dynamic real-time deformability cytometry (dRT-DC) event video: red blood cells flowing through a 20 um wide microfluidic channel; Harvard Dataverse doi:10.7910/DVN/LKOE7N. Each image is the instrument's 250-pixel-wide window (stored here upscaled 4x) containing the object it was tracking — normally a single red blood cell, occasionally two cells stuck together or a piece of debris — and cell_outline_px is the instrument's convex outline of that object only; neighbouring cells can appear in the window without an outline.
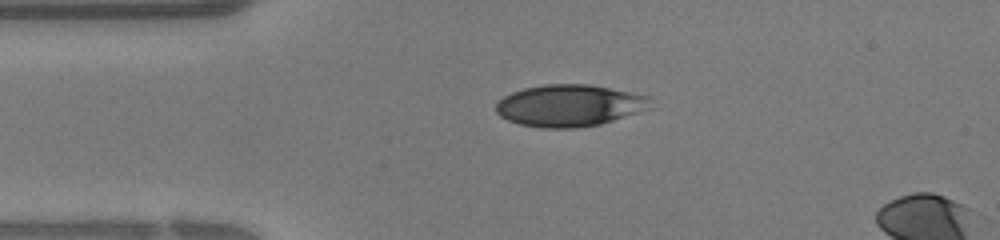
{"species": "human", "species_latin": "Homo sapiens", "temperature_condition": "warm", "stored_images_in_passage": 27, "camera_frame_rate_fps": 3000, "um_per_image_px": 0.085, "donor": {"sex": "female"}, "frame": {"image": 1, "passage_image": 1, "time_ms": 0.0, "image_size_px": [1000, 240], "cell_outline_px": [[652, 108], [600, 124], [576, 128], [540, 128], [520, 124], [508, 120], [500, 116], [496, 112], [496, 104], [504, 96], [512, 92], [524, 88], [544, 84], [588, 84], [648, 96]], "centroid_in_image_um": [48.38, 8.98], "position_along_channel_um": 36.6, "area_um2": 37.51}}
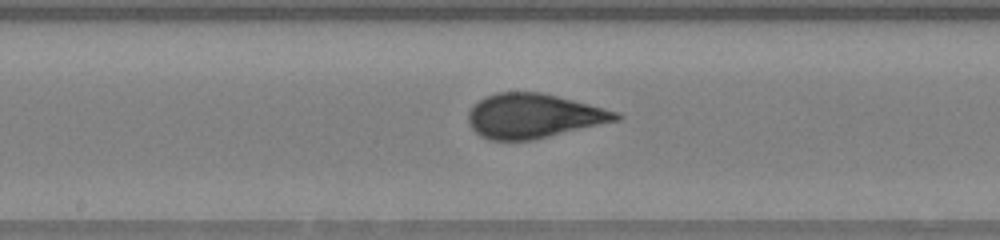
{"frame": {"image": 2, "passage_image": 12, "time_ms": 3.667, "image_size_px": [1000, 240], "cell_outline_px": [[624, 116], [620, 120], [532, 140], [488, 140], [480, 136], [468, 124], [468, 112], [484, 96], [496, 92], [540, 92], [620, 112]], "centroid_in_image_um": [45.35, 9.86], "position_along_channel_um": 202.8, "area_um2": 38.15}}
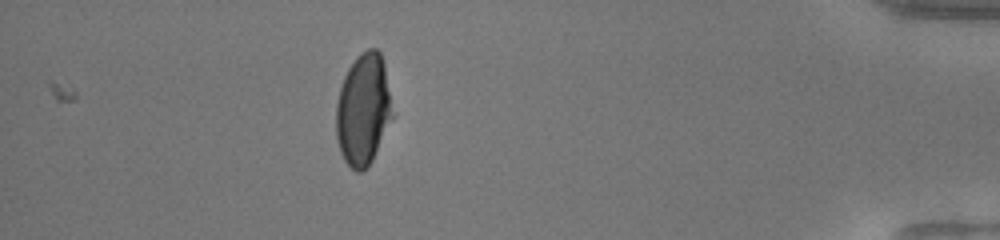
{"frame": {"image": 3, "passage_image": 27, "time_ms": 8.667, "image_size_px": [1000, 240], "cell_outline_px": [[396, 116], [372, 160], [360, 172], [356, 172], [344, 160], [340, 152], [336, 140], [336, 104], [340, 88], [344, 76], [348, 68], [356, 56], [360, 52], [368, 48], [376, 48], [380, 52], [384, 64]], "centroid_in_image_um": [30.91, 9.3], "position_along_channel_um": 404.3, "area_um2": 37.45}}